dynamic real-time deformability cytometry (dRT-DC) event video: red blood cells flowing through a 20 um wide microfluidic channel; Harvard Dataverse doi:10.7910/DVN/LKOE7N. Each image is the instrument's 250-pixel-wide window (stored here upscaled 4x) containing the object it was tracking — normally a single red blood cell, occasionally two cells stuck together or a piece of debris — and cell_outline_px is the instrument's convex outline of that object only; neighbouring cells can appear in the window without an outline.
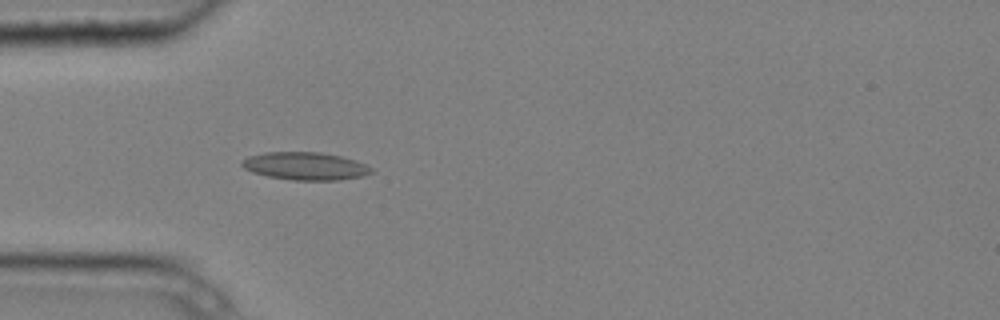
{"species": "common noctule bat (a hibernating species)", "species_latin": "Nyctalus noctula", "temperature_condition": "cold", "stored_images_in_passage": 3, "camera_frame_rate_fps": 3000, "um_per_image_px": 0.085, "animal": {"sex": "male", "body_mass_g": 20.4}, "frame": {"image": 1, "passage_image": 3, "time_ms": 0.667, "image_size_px": [1000, 320], "cell_outline_px": [[372, 172], [364, 176], [340, 180], [292, 180], [268, 176], [252, 172], [244, 168], [240, 164], [240, 160], [248, 156], [264, 152], [320, 152], [340, 156], [356, 160], [372, 168]], "centroid_in_image_um": [25.92, 14.11], "position_along_channel_um": 59.1, "area_um2": 21.04}}